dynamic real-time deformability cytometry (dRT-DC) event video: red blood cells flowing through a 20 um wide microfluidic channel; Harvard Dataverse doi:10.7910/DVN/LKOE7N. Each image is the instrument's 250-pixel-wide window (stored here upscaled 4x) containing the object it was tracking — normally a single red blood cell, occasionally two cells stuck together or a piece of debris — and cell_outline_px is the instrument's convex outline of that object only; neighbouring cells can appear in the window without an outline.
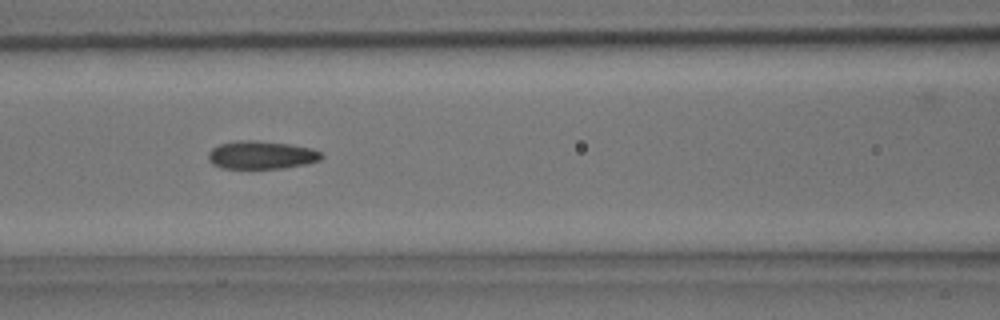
{"species": "common noctule bat (a hibernating species)", "species_latin": "Nyctalus noctula", "temperature_condition": "room temperature", "stored_images_in_passage": 7, "camera_frame_rate_fps": 3000, "um_per_image_px": 0.085, "animal": {"sex": "male", "body_mass_g": 15.6}, "frame": {"image": 1, "passage_image": 6, "time_ms": 1.667, "image_size_px": [1000, 320], "cell_outline_px": [[324, 156], [320, 160], [304, 164], [284, 168], [220, 168], [212, 164], [208, 160], [208, 152], [212, 148], [220, 144], [236, 140], [252, 140], [288, 144], [312, 148], [320, 152]], "centroid_in_image_um": [22.18, 13.17], "position_along_channel_um": 144.4, "area_um2": 18.5}}